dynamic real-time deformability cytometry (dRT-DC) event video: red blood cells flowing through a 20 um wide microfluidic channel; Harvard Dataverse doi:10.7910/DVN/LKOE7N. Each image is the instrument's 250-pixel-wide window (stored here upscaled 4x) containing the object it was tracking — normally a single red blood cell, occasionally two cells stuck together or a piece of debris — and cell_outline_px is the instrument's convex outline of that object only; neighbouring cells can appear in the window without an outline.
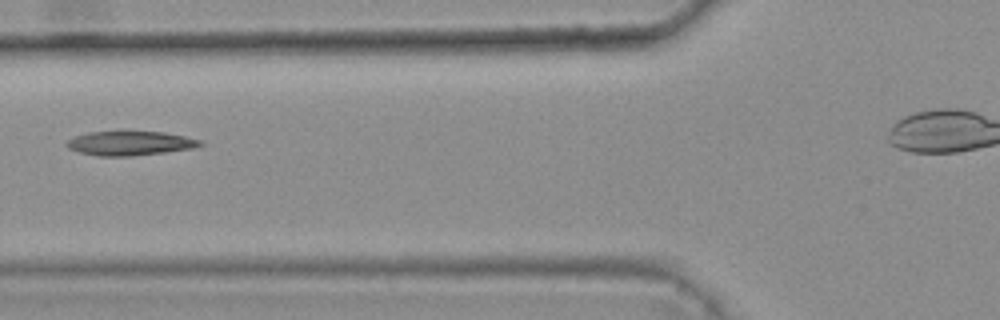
{"species": "common noctule bat (a hibernating species)", "species_latin": "Nyctalus noctula", "temperature_condition": "warm", "stored_images_in_passage": 2, "camera_frame_rate_fps": 3000, "um_per_image_px": 0.085, "animal": {"sex": "female", "body_mass_g": 25.1}, "frame": {"image": 1, "passage_image": 2, "time_ms": 0.333, "image_size_px": [1000, 320], "cell_outline_px": [[204, 144], [192, 148], [164, 152], [132, 156], [100, 156], [80, 152], [68, 148], [64, 144], [68, 140], [76, 136], [88, 132], [124, 128], [164, 132], [204, 140]], "centroid_in_image_um": [11.05, 12.12], "position_along_channel_um": 114.8, "area_um2": 19.77}}